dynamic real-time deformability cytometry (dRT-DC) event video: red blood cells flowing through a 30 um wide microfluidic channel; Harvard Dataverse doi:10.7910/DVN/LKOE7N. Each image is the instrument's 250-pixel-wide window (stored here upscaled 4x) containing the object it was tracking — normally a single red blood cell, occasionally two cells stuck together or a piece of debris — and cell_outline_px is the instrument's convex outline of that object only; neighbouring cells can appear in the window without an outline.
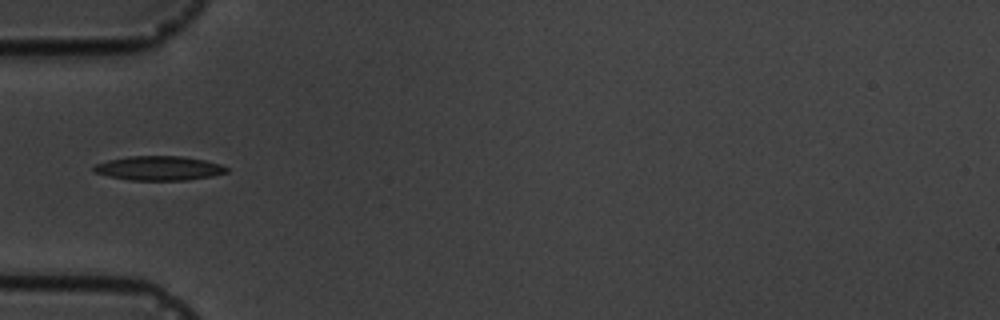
{"species": "common noctule bat (a hibernating species)", "species_latin": "Nyctalus noctula", "temperature_condition": "cold", "stored_images_in_passage": 6, "camera_frame_rate_fps": 3000, "um_per_image_px": 0.085, "animal": {"sex": "male", "body_mass_g": 19.5, "forearm_length_mm": 54.6}, "frame": {"image": 1, "passage_image": 6, "time_ms": 5.667, "image_size_px": [1000, 320], "cell_outline_px": [[228, 172], [212, 176], [188, 180], [128, 180], [108, 176], [92, 172], [92, 168], [96, 164], [108, 160], [128, 156], [184, 156], [204, 160], [220, 164], [228, 168]], "centroid_in_image_um": [13.49, 14.3], "position_along_channel_um": 71.5, "area_um2": 18.9}}